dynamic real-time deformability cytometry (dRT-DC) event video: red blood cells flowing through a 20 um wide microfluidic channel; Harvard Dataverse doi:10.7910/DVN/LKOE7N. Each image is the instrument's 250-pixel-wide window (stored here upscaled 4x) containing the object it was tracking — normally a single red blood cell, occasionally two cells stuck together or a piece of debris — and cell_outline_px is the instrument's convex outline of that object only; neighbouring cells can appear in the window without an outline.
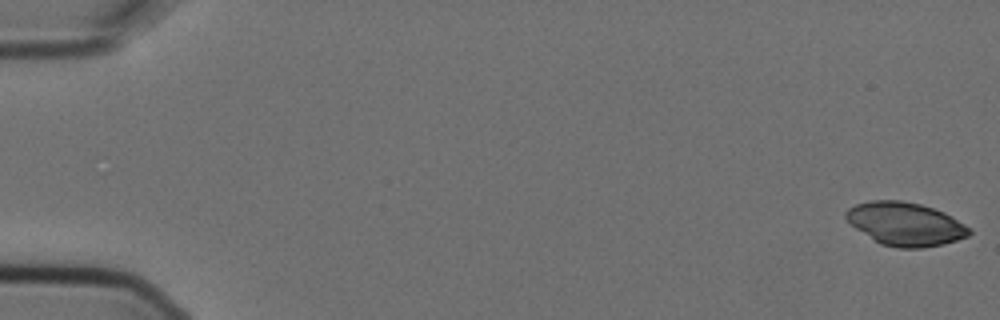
{"species": "Egyptian fruit bat (a non-hibernating species)", "species_latin": "Rousettus aegyptiacus", "temperature_condition": "cold", "stored_images_in_passage": 7, "camera_frame_rate_fps": 3000, "um_per_image_px": 0.085, "animal": {"sex": "female"}, "frame": {"image": 1, "passage_image": 1, "time_ms": 0.0, "image_size_px": [1000, 320], "cell_outline_px": [[972, 232], [968, 236], [944, 244], [920, 248], [900, 248], [880, 244], [856, 228], [844, 216], [844, 212], [848, 208], [856, 204], [872, 200], [900, 200], [920, 204], [944, 212], [972, 228]], "centroid_in_image_um": [76.97, 19.03], "position_along_channel_um": 8.0, "area_um2": 31.04}}